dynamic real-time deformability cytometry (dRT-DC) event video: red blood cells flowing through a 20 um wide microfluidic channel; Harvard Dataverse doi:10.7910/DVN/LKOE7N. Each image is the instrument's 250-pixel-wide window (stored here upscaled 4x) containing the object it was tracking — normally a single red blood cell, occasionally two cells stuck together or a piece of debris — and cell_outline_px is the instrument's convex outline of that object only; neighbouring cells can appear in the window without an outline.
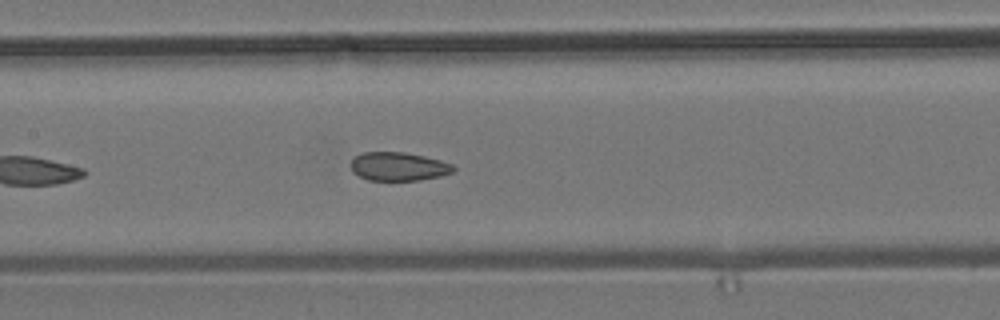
{"species": "common noctule bat (a hibernating species)", "species_latin": "Nyctalus noctula", "temperature_condition": "room temperature", "stored_images_in_passage": 5, "camera_frame_rate_fps": 3000, "um_per_image_px": 0.085, "animal": {"sex": "male", "body_mass_g": 19.2, "forearm_length_mm": 51.8}, "frame": {"image": 1, "passage_image": 5, "time_ms": 5.333, "image_size_px": [1000, 320], "cell_outline_px": [[456, 168], [452, 172], [440, 176], [420, 180], [368, 180], [352, 172], [352, 160], [356, 156], [364, 152], [404, 152], [424, 156], [440, 160], [452, 164]], "centroid_in_image_um": [33.89, 14.15], "position_along_channel_um": 173.5, "area_um2": 16.94}}